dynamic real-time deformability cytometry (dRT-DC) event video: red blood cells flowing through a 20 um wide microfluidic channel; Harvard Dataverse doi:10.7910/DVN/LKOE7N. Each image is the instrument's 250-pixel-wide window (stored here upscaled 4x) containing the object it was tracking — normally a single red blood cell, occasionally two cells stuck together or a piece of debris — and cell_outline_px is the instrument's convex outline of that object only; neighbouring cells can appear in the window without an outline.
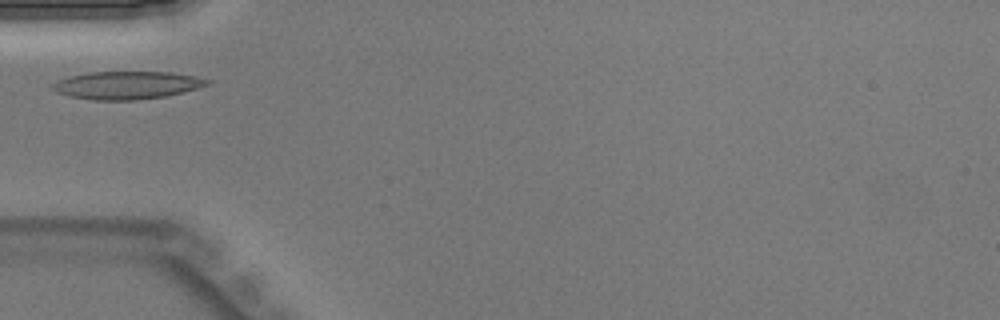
{"species": "Egyptian fruit bat (a non-hibernating species)", "species_latin": "Rousettus aegyptiacus", "temperature_condition": "warm", "stored_images_in_passage": 25, "camera_frame_rate_fps": 3000, "um_per_image_px": 0.085, "animal": {"sex": "male"}, "frame": {"image": 1, "passage_image": 1, "time_ms": 0.0, "image_size_px": [1000, 320], "cell_outline_px": [[212, 80], [208, 84], [196, 88], [164, 96], [140, 100], [92, 100], [68, 96], [56, 92], [48, 88], [56, 80], [88, 72], [172, 72]], "centroid_in_image_um": [10.7, 7.24], "position_along_channel_um": 74.3, "area_um2": 25.03}}
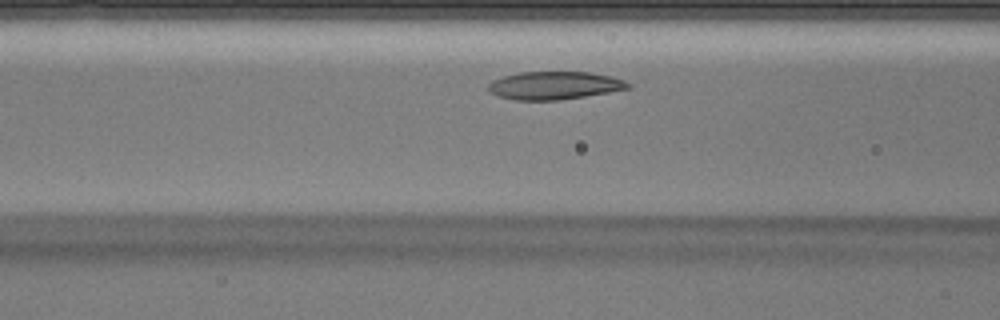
{"frame": {"image": 2, "passage_image": 4, "time_ms": 1.0, "image_size_px": [1000, 320], "cell_outline_px": [[632, 88], [560, 100], [512, 100], [496, 96], [488, 92], [488, 84], [492, 80], [504, 76], [520, 72], [592, 72], [612, 76], [624, 80], [632, 84]], "centroid_in_image_um": [47.12, 7.26], "position_along_channel_um": 119.5, "area_um2": 23.0}}
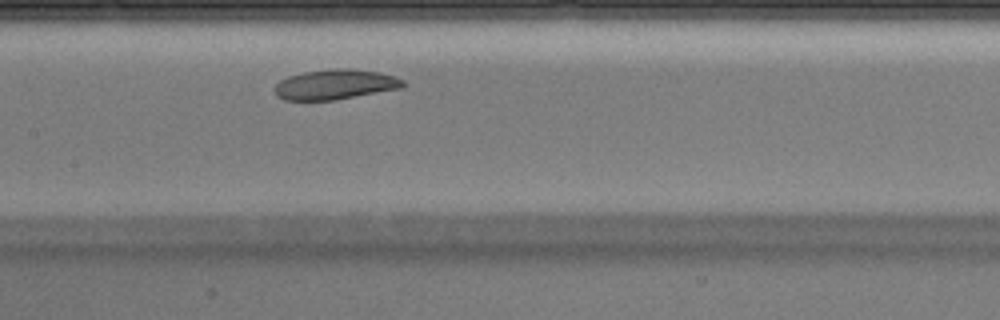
{"frame": {"image": 3, "passage_image": 8, "time_ms": 2.333, "image_size_px": [1000, 320], "cell_outline_px": [[404, 88], [332, 100], [284, 100], [276, 96], [272, 88], [280, 80], [288, 76], [304, 72], [336, 68], [348, 68], [380, 72], [404, 80]], "centroid_in_image_um": [28.46, 7.18], "position_along_channel_um": 178.9, "area_um2": 22.54}}